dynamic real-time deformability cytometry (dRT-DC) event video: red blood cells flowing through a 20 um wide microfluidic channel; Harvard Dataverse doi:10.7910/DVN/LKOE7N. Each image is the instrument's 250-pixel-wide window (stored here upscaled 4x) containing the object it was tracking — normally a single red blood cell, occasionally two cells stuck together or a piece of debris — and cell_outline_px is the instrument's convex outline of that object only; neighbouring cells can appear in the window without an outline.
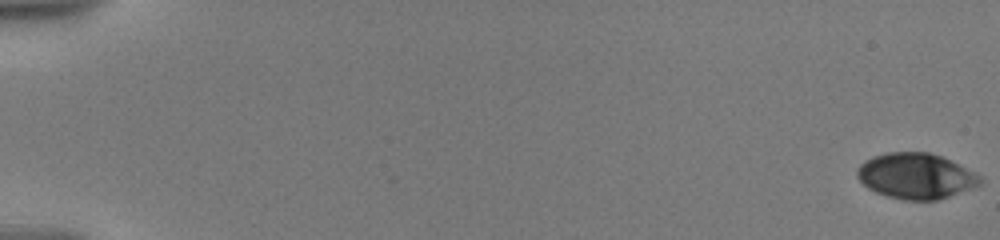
{"species": "human", "species_latin": "Homo sapiens", "temperature_condition": "warm", "stored_images_in_passage": 15, "camera_frame_rate_fps": 3000, "um_per_image_px": 0.085, "donor": {"sex": "male"}, "frame": {"image": 1, "passage_image": 1, "time_ms": 0.0, "image_size_px": [1000, 240], "cell_outline_px": [[984, 180], [980, 184], [972, 188], [940, 200], [900, 200], [876, 192], [868, 188], [856, 176], [856, 168], [864, 160], [872, 156], [888, 152], [928, 152], [940, 156], [980, 176]], "centroid_in_image_um": [77.81, 14.97], "position_along_channel_um": 7.2, "area_um2": 32.6}}
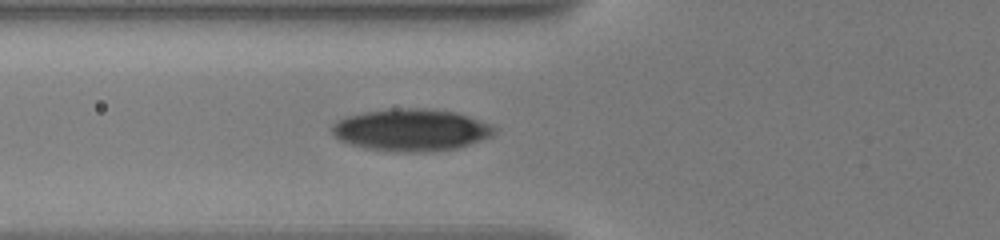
{"frame": {"image": 2, "passage_image": 13, "time_ms": 7.667, "image_size_px": [1000, 240], "cell_outline_px": [[500, 128], [492, 136], [456, 148], [432, 152], [396, 152], [364, 148], [340, 140], [332, 132], [332, 124], [348, 116], [364, 112], [392, 108], [428, 108], [456, 112], [492, 124]], "centroid_in_image_um": [35.0, 11.04], "position_along_channel_um": 90.8, "area_um2": 40.0}}
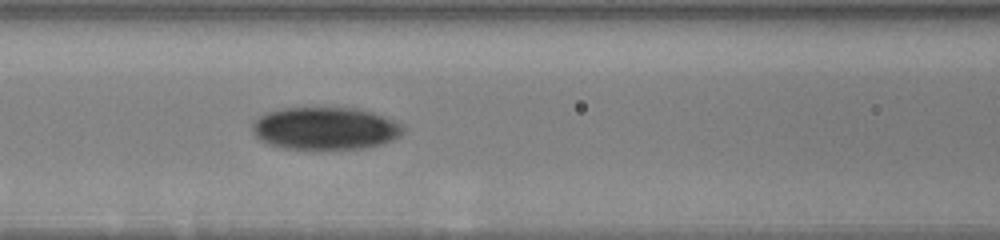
{"frame": {"image": 3, "passage_image": 15, "time_ms": 9.0, "image_size_px": [1000, 240], "cell_outline_px": [[404, 132], [400, 136], [392, 140], [368, 148], [280, 148], [268, 144], [260, 140], [252, 132], [252, 124], [264, 112], [280, 108], [360, 108], [372, 112], [404, 124]], "centroid_in_image_um": [27.64, 10.9], "position_along_channel_um": 139.0, "area_um2": 37.45}}